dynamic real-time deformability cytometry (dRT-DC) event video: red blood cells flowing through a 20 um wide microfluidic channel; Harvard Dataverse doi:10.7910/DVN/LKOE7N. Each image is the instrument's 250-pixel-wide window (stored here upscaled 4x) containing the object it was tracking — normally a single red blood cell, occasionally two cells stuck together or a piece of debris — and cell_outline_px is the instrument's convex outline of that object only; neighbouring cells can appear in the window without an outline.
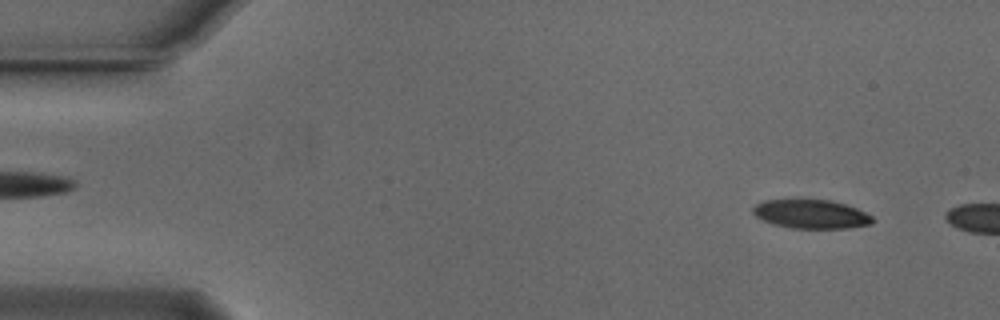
{"species": "Egyptian fruit bat (a non-hibernating species)", "species_latin": "Rousettus aegyptiacus", "temperature_condition": "cold", "stored_images_in_passage": 8, "camera_frame_rate_fps": 3000, "um_per_image_px": 0.085, "animal": {"sex": "male"}, "frame": {"image": 1, "passage_image": 4, "time_ms": 1.0, "image_size_px": [1000, 320], "cell_outline_px": [[876, 220], [872, 224], [848, 228], [792, 228], [772, 224], [756, 216], [752, 212], [752, 208], [756, 204], [764, 200], [828, 200], [844, 204], [856, 208], [872, 216]], "centroid_in_image_um": [68.95, 18.21], "position_along_channel_um": 16.0, "area_um2": 20.0}}